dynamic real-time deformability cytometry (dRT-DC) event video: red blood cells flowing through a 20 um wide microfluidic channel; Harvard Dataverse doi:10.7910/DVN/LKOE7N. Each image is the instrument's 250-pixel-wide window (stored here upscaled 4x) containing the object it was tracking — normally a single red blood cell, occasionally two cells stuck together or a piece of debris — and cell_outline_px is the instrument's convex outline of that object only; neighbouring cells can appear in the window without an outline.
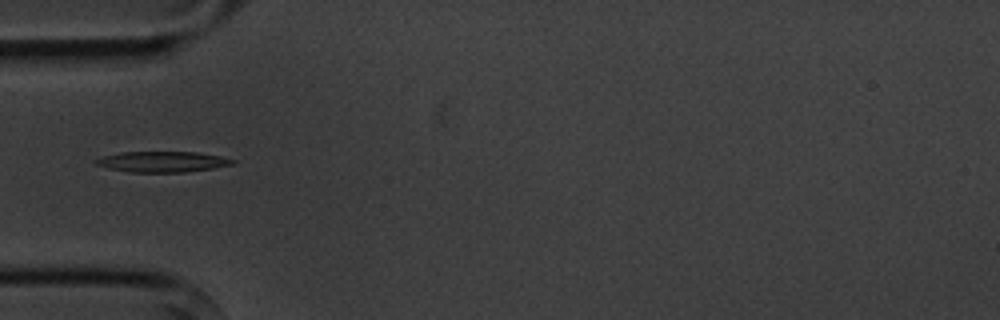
{"species": "common noctule bat (a hibernating species)", "species_latin": "Nyctalus noctula", "temperature_condition": "cold", "stored_images_in_passage": 5, "camera_frame_rate_fps": 3000, "um_per_image_px": 0.085, "animal": {"sex": "male", "body_mass_g": 20.1, "forearm_length_mm": 53.5}, "frame": {"image": 1, "passage_image": 5, "time_ms": 4.667, "image_size_px": [1000, 320], "cell_outline_px": [[236, 164], [212, 168], [184, 172], [132, 172], [108, 168], [96, 164], [92, 160], [104, 156], [120, 152], [196, 152], [220, 156], [236, 160]], "centroid_in_image_um": [13.81, 13.74], "position_along_channel_um": 71.2, "area_um2": 16.42}}